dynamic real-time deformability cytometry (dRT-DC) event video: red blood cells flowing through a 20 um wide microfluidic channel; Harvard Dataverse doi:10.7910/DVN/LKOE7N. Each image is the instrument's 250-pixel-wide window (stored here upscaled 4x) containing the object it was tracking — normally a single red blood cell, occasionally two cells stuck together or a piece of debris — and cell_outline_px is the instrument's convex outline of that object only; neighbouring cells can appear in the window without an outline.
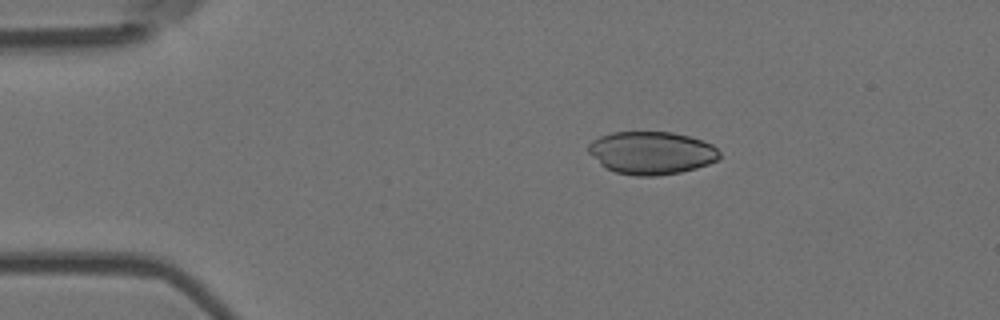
{"species": "Egyptian fruit bat (a non-hibernating species)", "species_latin": "Rousettus aegyptiacus", "temperature_condition": "room temperature", "stored_images_in_passage": 26, "camera_frame_rate_fps": 3000, "um_per_image_px": 0.085, "animal": {"sex": "female"}, "frame": {"image": 1, "passage_image": 1, "time_ms": 0.0, "image_size_px": [1000, 320], "cell_outline_px": [[720, 156], [716, 160], [708, 164], [696, 168], [680, 172], [656, 176], [636, 176], [616, 172], [600, 164], [588, 152], [588, 144], [592, 140], [600, 136], [612, 132], [672, 132], [688, 136], [712, 144], [720, 152]], "centroid_in_image_um": [55.36, 12.99], "position_along_channel_um": 29.6, "area_um2": 32.6}}
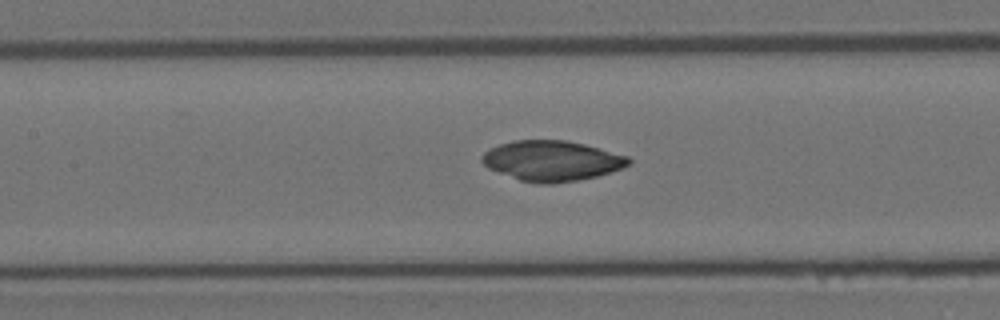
{"frame": {"image": 2, "passage_image": 16, "time_ms": 5.0, "image_size_px": [1000, 320], "cell_outline_px": [[632, 164], [596, 176], [580, 180], [552, 184], [540, 184], [520, 180], [488, 168], [480, 160], [480, 156], [484, 152], [500, 144], [512, 140], [564, 140], [584, 144], [600, 148], [628, 156], [632, 160]], "centroid_in_image_um": [46.9, 13.67], "position_along_channel_um": 160.5, "area_um2": 34.39}}
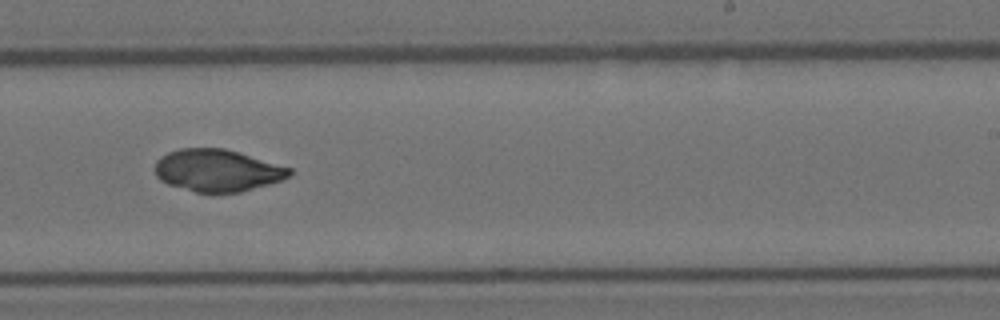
{"frame": {"image": 3, "passage_image": 25, "time_ms": 8.0, "image_size_px": [1000, 320], "cell_outline_px": [[292, 172], [288, 176], [280, 180], [268, 184], [240, 192], [212, 196], [196, 192], [168, 184], [160, 180], [156, 176], [156, 160], [160, 156], [168, 152], [180, 148], [224, 148], [292, 168]], "centroid_in_image_um": [18.44, 14.51], "position_along_channel_um": 270.6, "area_um2": 33.35}}